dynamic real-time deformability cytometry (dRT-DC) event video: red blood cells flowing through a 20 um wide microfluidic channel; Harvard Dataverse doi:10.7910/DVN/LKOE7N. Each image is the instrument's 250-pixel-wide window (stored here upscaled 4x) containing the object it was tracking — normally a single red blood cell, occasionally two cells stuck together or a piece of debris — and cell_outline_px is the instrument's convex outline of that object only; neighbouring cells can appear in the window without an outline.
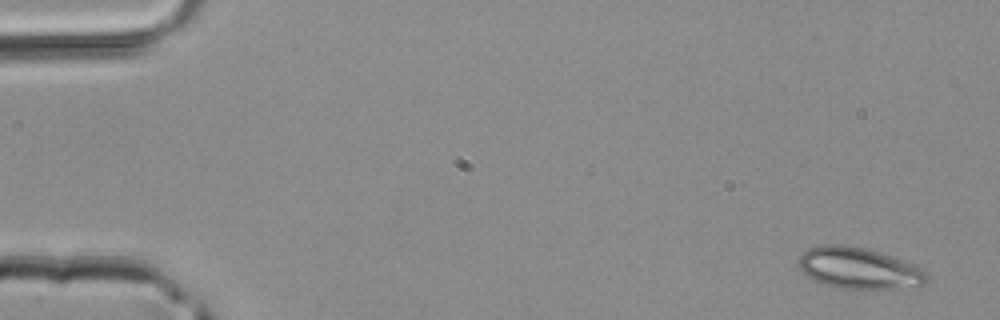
{"species": "common noctule bat (a hibernating species)", "species_latin": "Nyctalus noctula", "temperature_condition": "room temperature", "stored_images_in_passage": 4, "camera_frame_rate_fps": 3000, "um_per_image_px": 0.085, "animal": {"sex": "male", "body_mass_g": 20.4}, "frame": {"image": 1, "passage_image": 4, "time_ms": 1.0, "image_size_px": [1000, 320], "cell_outline_px": [[928, 280], [924, 284], [916, 288], [836, 288], [812, 280], [800, 268], [800, 256], [808, 248], [824, 244], [840, 244], [864, 248], [924, 268], [928, 272]], "centroid_in_image_um": [73.04, 22.82], "position_along_channel_um": 12.0, "area_um2": 30.63}}